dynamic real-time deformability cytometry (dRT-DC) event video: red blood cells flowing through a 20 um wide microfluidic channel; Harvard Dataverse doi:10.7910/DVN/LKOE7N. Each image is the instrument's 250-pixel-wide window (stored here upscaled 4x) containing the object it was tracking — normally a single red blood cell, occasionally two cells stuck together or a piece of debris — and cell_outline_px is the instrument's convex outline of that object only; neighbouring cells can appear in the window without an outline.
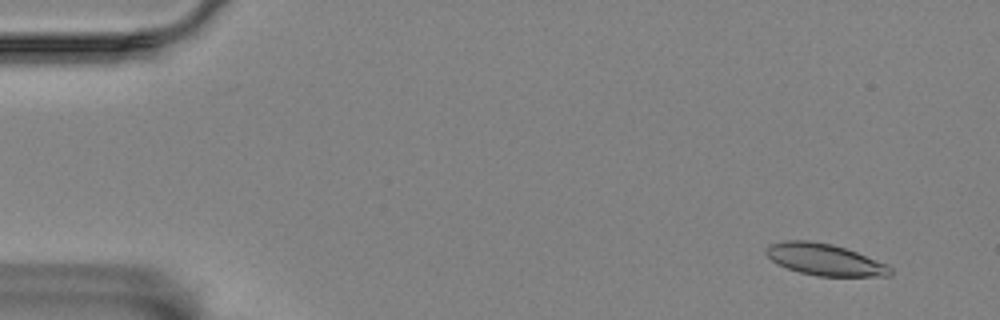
{"species": "Egyptian fruit bat (a non-hibernating species)", "species_latin": "Rousettus aegyptiacus", "temperature_condition": "room temperature", "stored_images_in_passage": 56, "camera_frame_rate_fps": 3000, "um_per_image_px": 0.085, "animal": {"sex": "female"}, "frame": {"image": 1, "passage_image": 3, "time_ms": 0.667, "image_size_px": [1000, 320], "cell_outline_px": [[892, 272], [888, 276], [816, 276], [800, 272], [776, 264], [764, 252], [764, 248], [768, 244], [784, 240], [808, 240], [832, 244], [856, 252], [888, 264], [892, 268]], "centroid_in_image_um": [70.06, 22.05], "position_along_channel_um": 14.9, "area_um2": 23.0}}
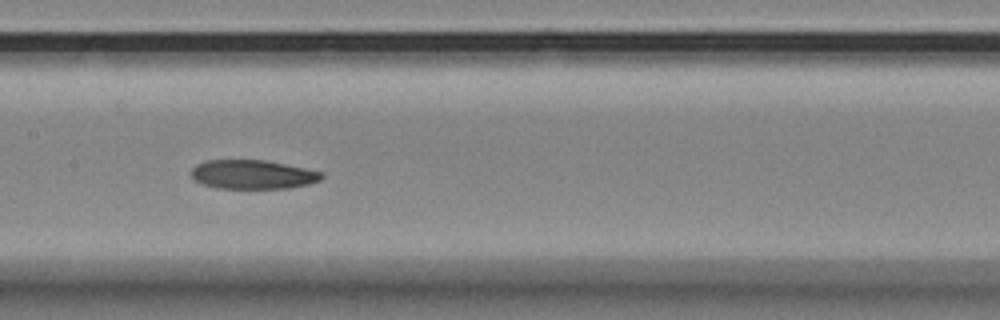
{"frame": {"image": 2, "passage_image": 27, "time_ms": 8.667, "image_size_px": [1000, 320], "cell_outline_px": [[324, 176], [320, 180], [308, 184], [288, 188], [216, 188], [204, 184], [196, 180], [192, 176], [192, 168], [196, 164], [208, 160], [264, 160], [324, 172]], "centroid_in_image_um": [21.5, 14.83], "position_along_channel_um": 185.9, "area_um2": 21.85}}
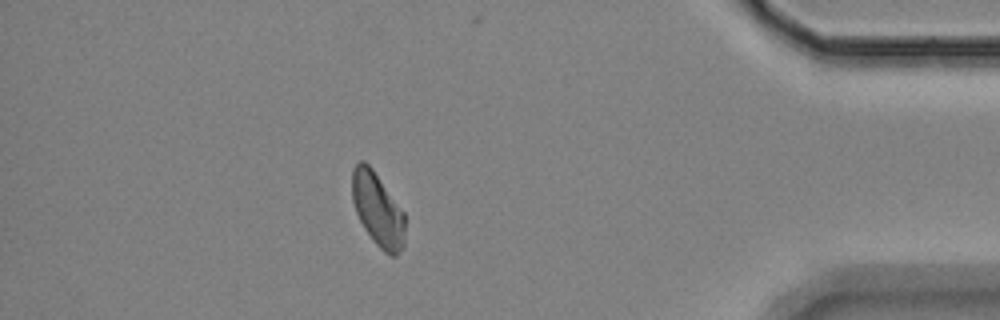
{"frame": {"image": 3, "passage_image": 49, "time_ms": 16.0, "image_size_px": [1000, 320], "cell_outline_px": [[404, 248], [396, 256], [388, 256], [372, 240], [364, 228], [356, 212], [352, 200], [352, 168], [360, 160], [364, 160], [372, 168], [404, 212]], "centroid_in_image_um": [32.1, 17.83], "position_along_channel_um": 403.1, "area_um2": 22.72}}